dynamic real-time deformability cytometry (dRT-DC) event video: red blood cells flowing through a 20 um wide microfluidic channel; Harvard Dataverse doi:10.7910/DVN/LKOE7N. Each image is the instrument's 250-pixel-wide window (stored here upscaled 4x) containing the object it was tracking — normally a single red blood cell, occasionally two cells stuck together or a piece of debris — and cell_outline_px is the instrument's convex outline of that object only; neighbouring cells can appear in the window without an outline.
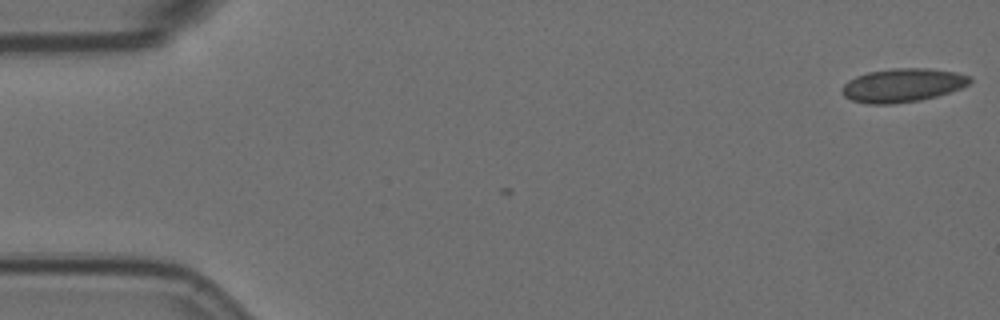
{"species": "Egyptian fruit bat (a non-hibernating species)", "species_latin": "Rousettus aegyptiacus", "temperature_condition": "room temperature", "stored_images_in_passage": 3, "camera_frame_rate_fps": 3000, "um_per_image_px": 0.085, "animal": {"sex": "female"}, "frame": {"image": 1, "passage_image": 3, "time_ms": 0.667, "image_size_px": [1000, 320], "cell_outline_px": [[972, 80], [968, 84], [960, 88], [936, 96], [920, 100], [892, 104], [868, 104], [852, 100], [844, 96], [840, 92], [840, 88], [848, 80], [856, 76], [868, 72], [892, 68], [928, 68], [956, 72], [972, 76]], "centroid_in_image_um": [76.69, 7.24], "position_along_channel_um": 8.3, "area_um2": 25.14}}